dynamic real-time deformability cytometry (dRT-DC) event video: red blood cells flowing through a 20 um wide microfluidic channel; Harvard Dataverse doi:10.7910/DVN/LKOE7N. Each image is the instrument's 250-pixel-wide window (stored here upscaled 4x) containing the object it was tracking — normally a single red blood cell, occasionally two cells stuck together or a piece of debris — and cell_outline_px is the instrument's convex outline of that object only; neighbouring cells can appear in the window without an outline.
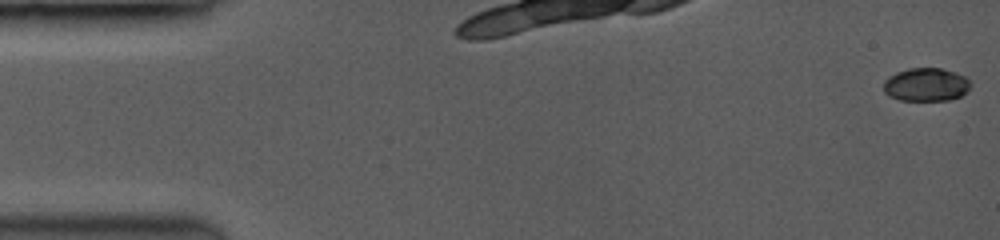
{"species": "common noctule bat (a hibernating species)", "species_latin": "Nyctalus noctula", "temperature_condition": "room temperature", "stored_images_in_passage": 36, "camera_frame_rate_fps": 3500, "um_per_image_px": 0.085, "animal": {"sex": "female", "body_mass_g": 19.0, "forearm_length_mm": 53.3}, "frame": {"image": 1, "passage_image": 1, "time_ms": 0.0, "image_size_px": [1000, 240], "cell_outline_px": [[972, 84], [968, 92], [960, 96], [948, 100], [900, 100], [888, 96], [884, 92], [884, 80], [888, 76], [896, 72], [908, 68], [940, 68], [956, 72], [964, 76]], "centroid_in_image_um": [78.71, 7.19], "position_along_channel_um": 6.3, "area_um2": 17.05}}
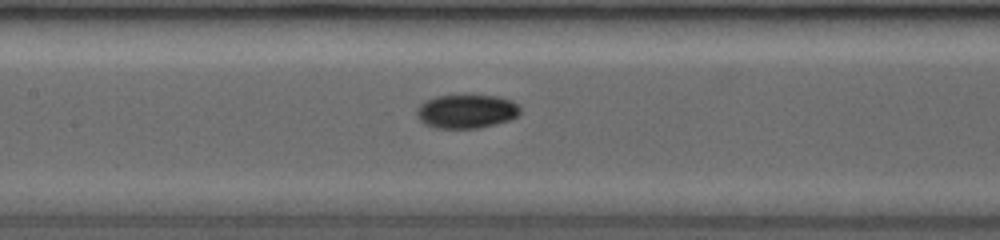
{"frame": {"image": 2, "passage_image": 20, "time_ms": 7.714, "image_size_px": [1000, 240], "cell_outline_px": [[520, 112], [516, 116], [508, 120], [496, 124], [480, 128], [436, 128], [424, 124], [420, 120], [416, 112], [428, 100], [440, 96], [496, 96], [508, 100], [516, 104], [520, 108]], "centroid_in_image_um": [39.67, 9.49], "position_along_channel_um": 167.7, "area_um2": 19.77}}
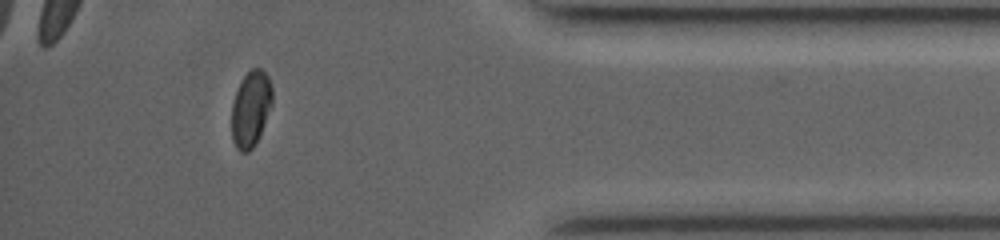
{"frame": {"image": 3, "passage_image": 33, "time_ms": 14.286, "image_size_px": [1000, 240], "cell_outline_px": [[272, 104], [256, 144], [248, 152], [240, 152], [236, 148], [232, 140], [232, 104], [240, 80], [252, 68], [260, 68], [268, 76], [272, 88]], "centroid_in_image_um": [21.31, 9.26], "position_along_channel_um": 413.9, "area_um2": 17.98}, "authors_computed_cell_mechanics": {"area_um2": 18.6983, "velocity_mm_per_s": 4.0669, "shape_relaxation_time_tau1_ms": 5.5974, "shape_relaxation_time_tau2_ms": 0.7097, "deformation_change_tau1": 0.1655, "deformation_change_tau2": 0.0236}}